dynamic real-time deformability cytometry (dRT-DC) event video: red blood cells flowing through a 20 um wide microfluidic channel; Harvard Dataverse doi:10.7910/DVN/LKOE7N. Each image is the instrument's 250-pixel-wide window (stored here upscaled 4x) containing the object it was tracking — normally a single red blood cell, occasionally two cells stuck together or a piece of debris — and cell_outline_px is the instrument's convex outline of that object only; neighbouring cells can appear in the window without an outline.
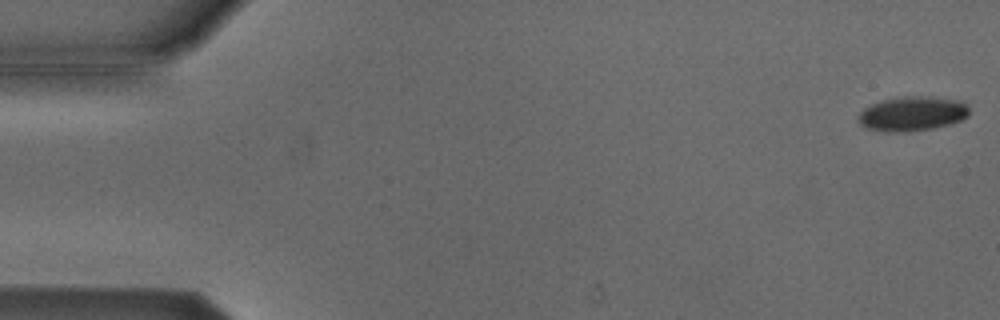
{"species": "Egyptian fruit bat (a non-hibernating species)", "species_latin": "Rousettus aegyptiacus", "temperature_condition": "cold", "stored_images_in_passage": 54, "camera_frame_rate_fps": 3000, "um_per_image_px": 0.085, "animal": {"sex": "male"}, "frame": {"image": 1, "passage_image": 1, "time_ms": 0.0, "image_size_px": [1000, 320], "cell_outline_px": [[968, 116], [952, 124], [932, 128], [908, 132], [888, 132], [868, 128], [860, 124], [856, 120], [856, 116], [864, 108], [872, 104], [884, 100], [904, 96], [928, 96], [960, 100], [968, 104]], "centroid_in_image_um": [77.55, 9.66], "position_along_channel_um": 7.5, "area_um2": 22.48}}
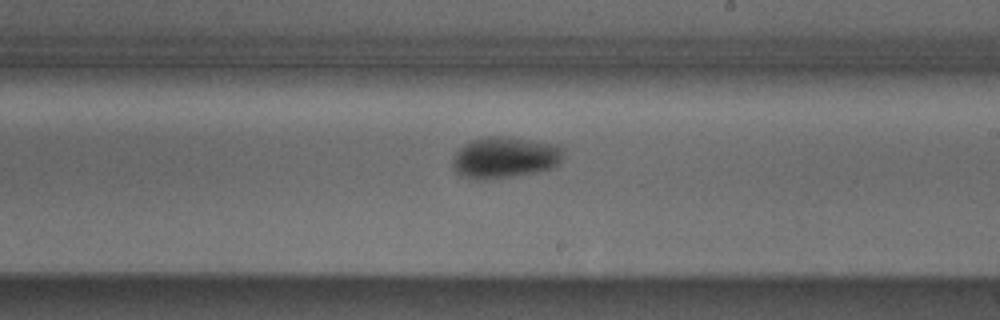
{"frame": {"image": 2, "passage_image": 31, "time_ms": 10.0, "image_size_px": [1000, 320], "cell_outline_px": [[564, 152], [560, 160], [552, 168], [536, 172], [512, 176], [464, 176], [456, 172], [452, 168], [452, 160], [456, 152], [464, 144], [472, 140], [488, 136], [500, 136], [560, 144], [564, 148]], "centroid_in_image_um": [42.96, 13.33], "position_along_channel_um": 246.0, "area_um2": 25.89}}
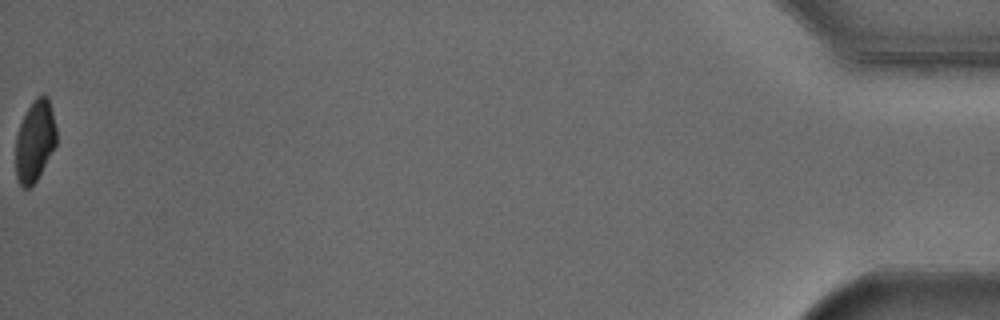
{"frame": {"image": 3, "passage_image": 54, "time_ms": 17.667, "image_size_px": [1000, 320], "cell_outline_px": [[56, 144], [36, 180], [28, 188], [24, 188], [20, 184], [16, 176], [16, 136], [20, 124], [32, 100], [36, 96], [48, 96], [56, 128]], "centroid_in_image_um": [2.96, 11.96], "position_along_channel_um": 432.2, "area_um2": 18.96}, "authors_computed_cell_mechanics": {"area_um2": 23.3512, "velocity_mm_per_s": 3.8101, "shape_relaxation_time_tau1_ms": 4.1472, "shape_relaxation_time_tau2_ms": null, "deformation_change_tau1": 0.0766, "deformation_change_tau2": null}}